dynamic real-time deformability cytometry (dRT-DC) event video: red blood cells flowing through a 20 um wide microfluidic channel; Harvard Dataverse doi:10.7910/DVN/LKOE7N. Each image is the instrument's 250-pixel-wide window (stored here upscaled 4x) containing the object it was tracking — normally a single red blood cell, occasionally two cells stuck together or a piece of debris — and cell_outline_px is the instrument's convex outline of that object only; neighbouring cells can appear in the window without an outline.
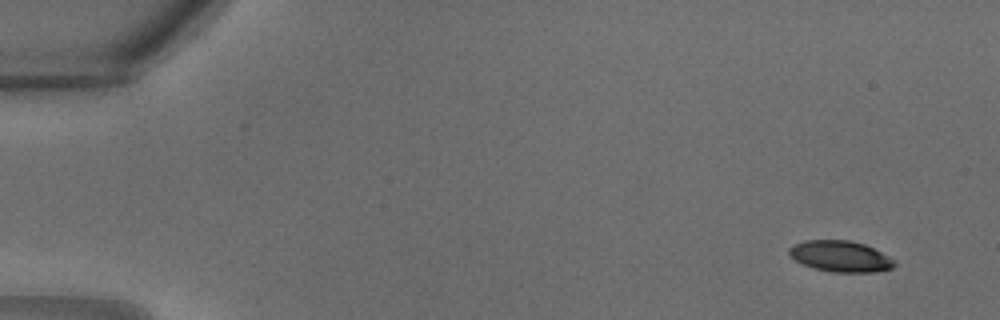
{"species": "common noctule bat (a hibernating species)", "species_latin": "Nyctalus noctula", "temperature_condition": "warm", "stored_images_in_passage": 17, "camera_frame_rate_fps": 3000, "um_per_image_px": 0.085, "animal": {"sex": "male", "body_mass_g": 18.8}, "frame": {"image": 1, "passage_image": 1, "time_ms": 0.0, "image_size_px": [1000, 320], "cell_outline_px": [[896, 264], [892, 268], [872, 272], [832, 272], [812, 268], [796, 260], [788, 252], [788, 248], [792, 244], [804, 240], [848, 240], [864, 244], [896, 260]], "centroid_in_image_um": [71.42, 21.78], "position_along_channel_um": 13.6, "area_um2": 19.02}}
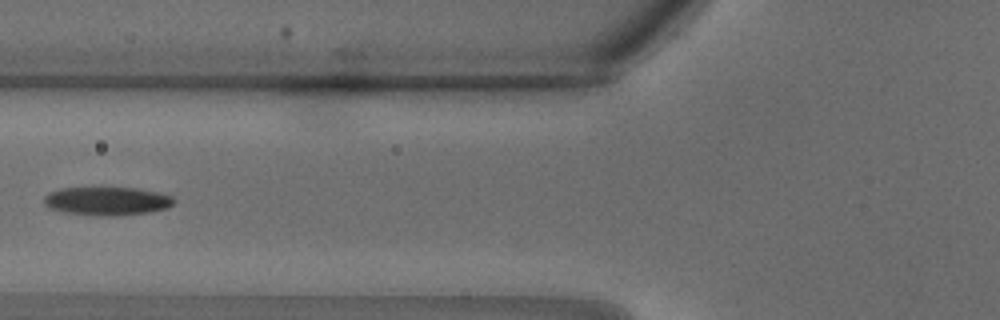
{"frame": {"image": 2, "passage_image": 12, "time_ms": 3.667, "image_size_px": [1000, 320], "cell_outline_px": [[176, 200], [168, 208], [148, 212], [116, 216], [100, 216], [64, 212], [48, 208], [44, 204], [44, 196], [48, 192], [60, 188], [136, 188], [156, 192], [172, 196]], "centroid_in_image_um": [9.07, 17.09], "position_along_channel_um": 116.7, "area_um2": 21.56}}
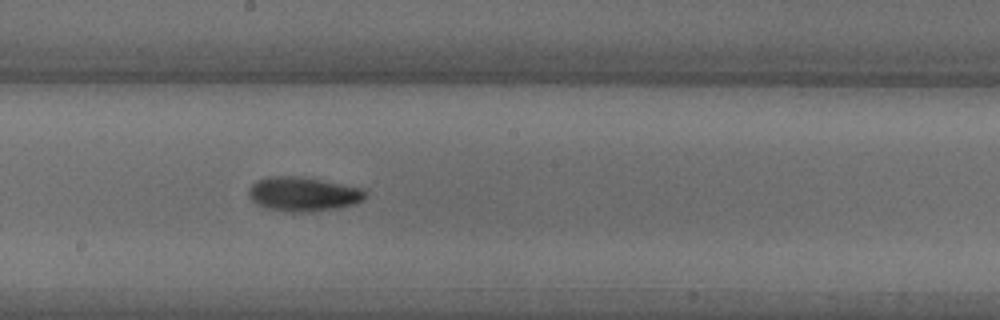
{"frame": {"image": 3, "passage_image": 17, "time_ms": 5.333, "image_size_px": [1000, 320], "cell_outline_px": [[368, 196], [364, 200], [356, 204], [340, 208], [308, 212], [288, 212], [268, 208], [256, 204], [248, 196], [248, 188], [256, 180], [276, 176], [292, 176], [320, 180], [364, 188], [368, 192]], "centroid_in_image_um": [25.82, 16.51], "position_along_channel_um": 222.4, "area_um2": 23.47}}